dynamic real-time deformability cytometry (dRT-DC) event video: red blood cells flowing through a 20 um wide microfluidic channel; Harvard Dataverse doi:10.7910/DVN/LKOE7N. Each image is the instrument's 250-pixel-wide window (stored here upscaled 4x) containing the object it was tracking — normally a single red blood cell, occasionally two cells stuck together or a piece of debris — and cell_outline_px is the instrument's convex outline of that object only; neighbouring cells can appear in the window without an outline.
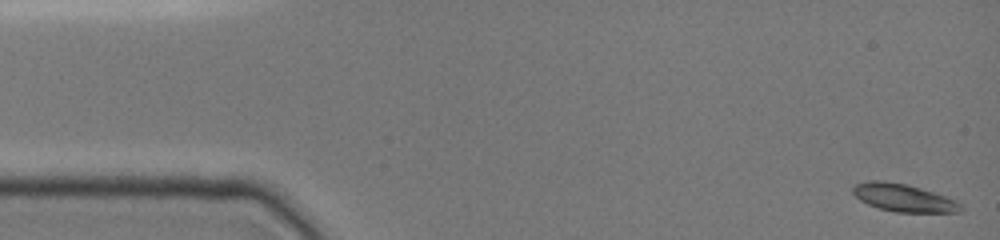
{"species": "common noctule bat (a hibernating species)", "species_latin": "Nyctalus noctula", "temperature_condition": "cold", "stored_images_in_passage": 48, "camera_frame_rate_fps": 3000, "um_per_image_px": 0.085, "animal": {"sex": "female", "body_mass_g": 19.0, "forearm_length_mm": 51.5}, "frame": {"image": 1, "passage_image": 1, "time_ms": 0.0, "image_size_px": [1000, 240], "cell_outline_px": [[964, 208], [960, 212], [896, 212], [880, 208], [868, 204], [860, 200], [852, 192], [852, 188], [856, 184], [868, 180], [880, 180], [908, 184], [956, 200]], "centroid_in_image_um": [76.79, 16.81], "position_along_channel_um": 8.2, "area_um2": 17.28}}
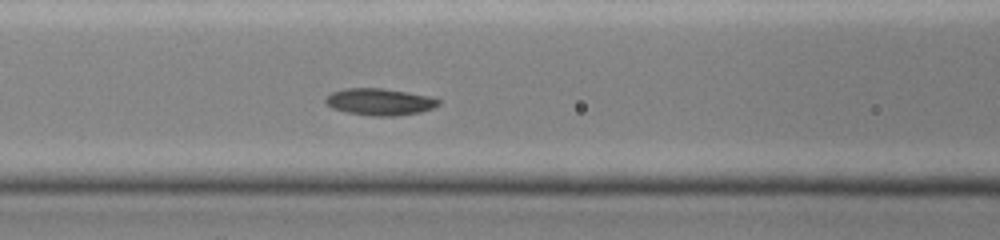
{"frame": {"image": 2, "passage_image": 20, "time_ms": 6.333, "image_size_px": [1000, 240], "cell_outline_px": [[440, 104], [432, 108], [420, 112], [396, 116], [372, 116], [348, 112], [332, 108], [324, 104], [324, 100], [332, 92], [344, 88], [384, 88], [432, 96], [440, 100]], "centroid_in_image_um": [32.28, 8.65], "position_along_channel_um": 134.3, "area_um2": 17.8}}
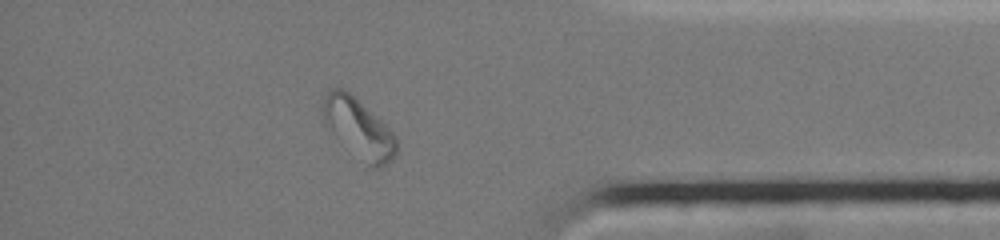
{"frame": {"image": 3, "passage_image": 42, "time_ms": 13.667, "image_size_px": [1000, 240], "cell_outline_px": [[400, 148], [396, 156], [380, 168], [372, 168], [324, 128], [320, 108], [328, 88], [344, 88], [380, 120], [396, 136]], "centroid_in_image_um": [30.44, 10.9], "position_along_channel_um": 404.8, "area_um2": 25.78}}